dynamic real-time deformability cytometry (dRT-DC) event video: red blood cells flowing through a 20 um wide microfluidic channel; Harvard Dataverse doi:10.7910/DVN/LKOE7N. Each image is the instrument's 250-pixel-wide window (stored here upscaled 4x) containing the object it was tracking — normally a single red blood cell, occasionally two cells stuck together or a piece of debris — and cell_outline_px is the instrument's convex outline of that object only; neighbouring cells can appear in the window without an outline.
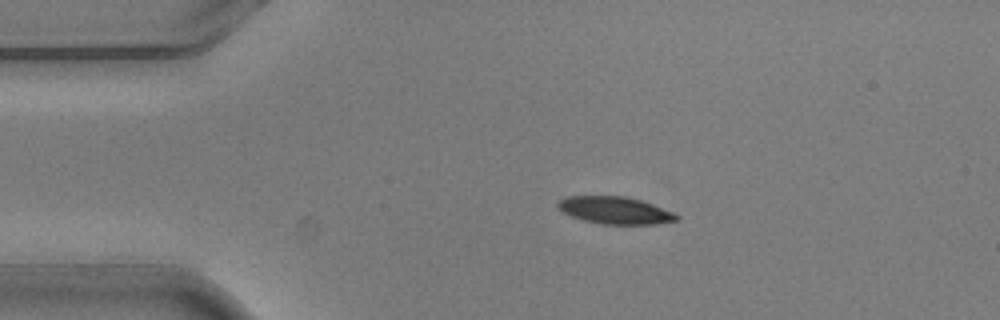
{"species": "common noctule bat (a hibernating species)", "species_latin": "Nyctalus noctula", "temperature_condition": "warm", "stored_images_in_passage": 4, "camera_frame_rate_fps": 3000, "um_per_image_px": 0.085, "animal": {"sex": "male", "body_mass_g": 20.5, "forearm_length_mm": 52.5}, "frame": {"image": 1, "passage_image": 1, "time_ms": 0.0, "image_size_px": [1000, 320], "cell_outline_px": [[680, 220], [656, 224], [600, 224], [584, 220], [560, 212], [556, 208], [556, 204], [564, 196], [624, 196], [640, 200], [652, 204], [672, 212], [680, 216]], "centroid_in_image_um": [52.24, 17.88], "position_along_channel_um": 32.8, "area_um2": 18.96}}
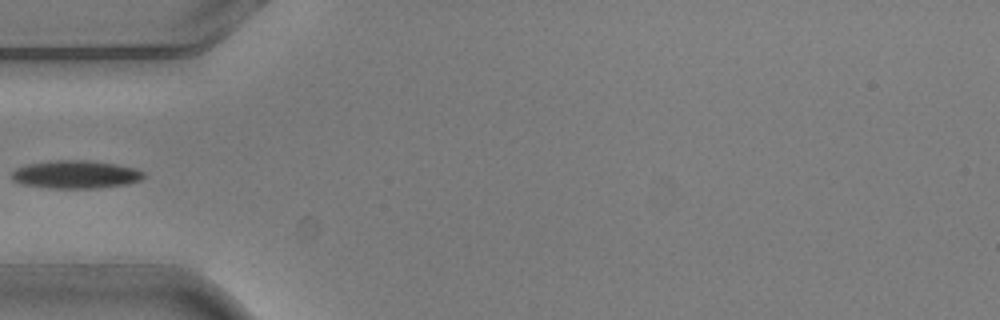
{"frame": {"image": 2, "passage_image": 3, "time_ms": 0.667, "image_size_px": [1000, 320], "cell_outline_px": [[144, 176], [140, 180], [128, 184], [96, 188], [48, 188], [20, 184], [12, 180], [12, 172], [16, 168], [28, 164], [52, 160], [88, 160], [136, 168], [144, 172]], "centroid_in_image_um": [6.41, 14.83], "position_along_channel_um": 78.6, "area_um2": 21.56}}